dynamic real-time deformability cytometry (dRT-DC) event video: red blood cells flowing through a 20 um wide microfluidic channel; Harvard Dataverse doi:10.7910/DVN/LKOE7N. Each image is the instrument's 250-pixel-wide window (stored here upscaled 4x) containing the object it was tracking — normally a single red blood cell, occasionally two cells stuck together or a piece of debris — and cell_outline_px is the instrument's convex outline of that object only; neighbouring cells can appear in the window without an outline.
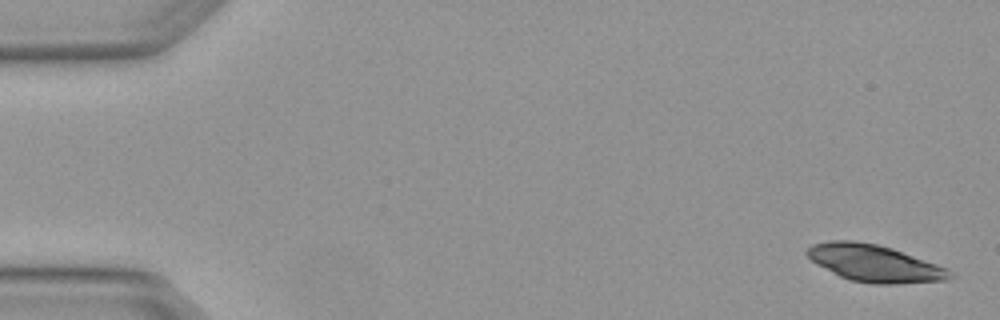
{"species": "Egyptian fruit bat (a non-hibernating species)", "species_latin": "Rousettus aegyptiacus", "temperature_condition": "warm", "stored_images_in_passage": 4, "camera_frame_rate_fps": 3000, "um_per_image_px": 0.085, "animal": {"sex": "female"}, "frame": {"image": 1, "passage_image": 1, "time_ms": 0.0, "image_size_px": [1000, 320], "cell_outline_px": [[952, 276], [948, 280], [896, 284], [872, 284], [852, 280], [840, 276], [816, 264], [804, 252], [812, 244], [828, 240], [856, 240], [876, 244], [892, 248], [936, 264], [952, 272]], "centroid_in_image_um": [74.29, 22.37], "position_along_channel_um": 10.7, "area_um2": 30.63}}
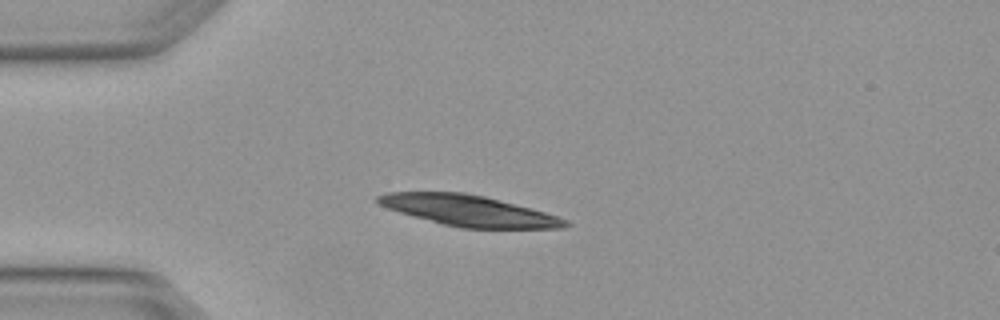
{"frame": {"image": 2, "passage_image": 4, "time_ms": 1.0, "image_size_px": [1000, 320], "cell_outline_px": [[572, 224], [560, 228], [460, 228], [444, 224], [400, 212], [388, 208], [380, 204], [376, 200], [376, 196], [388, 192], [464, 192], [484, 196], [544, 212], [568, 220]], "centroid_in_image_um": [39.84, 17.9], "position_along_channel_um": 45.2, "area_um2": 33.12}}